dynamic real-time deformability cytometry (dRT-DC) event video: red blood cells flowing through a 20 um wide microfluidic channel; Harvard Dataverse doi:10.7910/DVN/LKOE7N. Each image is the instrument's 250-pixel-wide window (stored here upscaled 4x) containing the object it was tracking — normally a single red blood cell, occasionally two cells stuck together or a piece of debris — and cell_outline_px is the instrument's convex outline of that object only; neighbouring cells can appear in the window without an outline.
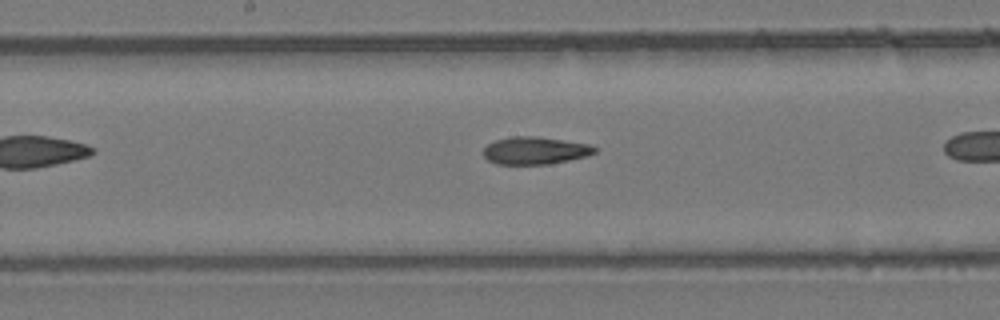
{"species": "common noctule bat (a hibernating species)", "species_latin": "Nyctalus noctula", "temperature_condition": "room temperature", "stored_images_in_passage": 26, "camera_frame_rate_fps": 3000, "um_per_image_px": 0.085, "animal": {"sex": "female", "body_mass_g": 24.6, "forearm_length_mm": 56.2}, "frame": {"image": 1, "passage_image": 12, "time_ms": 3.667, "image_size_px": [1000, 320], "cell_outline_px": [[596, 152], [588, 156], [548, 164], [496, 164], [488, 160], [484, 156], [484, 148], [488, 144], [496, 140], [512, 136], [536, 136], [592, 144], [596, 148]], "centroid_in_image_um": [45.5, 12.79], "position_along_channel_um": 202.7, "area_um2": 17.86}}